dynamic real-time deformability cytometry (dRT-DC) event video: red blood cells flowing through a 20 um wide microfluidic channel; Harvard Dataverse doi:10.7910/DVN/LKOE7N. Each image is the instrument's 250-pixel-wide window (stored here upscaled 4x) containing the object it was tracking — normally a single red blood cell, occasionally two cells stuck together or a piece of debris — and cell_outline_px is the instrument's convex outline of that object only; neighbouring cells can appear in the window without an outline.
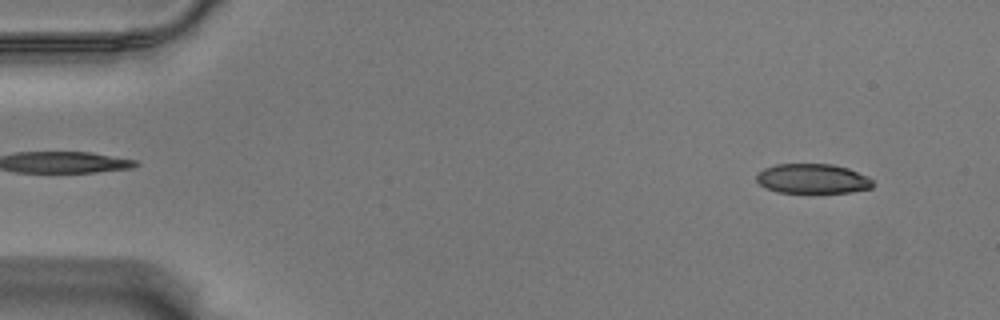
{"species": "Egyptian fruit bat (a non-hibernating species)", "species_latin": "Rousettus aegyptiacus", "temperature_condition": "warm", "stored_images_in_passage": 56, "camera_frame_rate_fps": 3000, "um_per_image_px": 0.085, "animal": {"sex": "male"}, "frame": {"image": 1, "passage_image": 4, "time_ms": 1.0, "image_size_px": [1000, 320], "cell_outline_px": [[876, 184], [872, 188], [852, 192], [776, 192], [764, 188], [756, 180], [756, 172], [764, 168], [776, 164], [832, 164], [848, 168], [868, 176]], "centroid_in_image_um": [69.06, 15.19], "position_along_channel_um": 15.9, "area_um2": 20.35}}
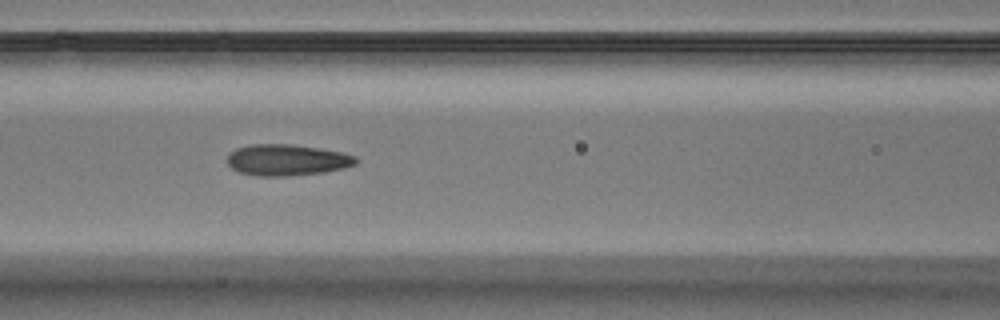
{"frame": {"image": 2, "passage_image": 24, "time_ms": 7.667, "image_size_px": [1000, 320], "cell_outline_px": [[360, 160], [356, 164], [344, 168], [324, 172], [292, 176], [260, 176], [240, 172], [232, 168], [228, 164], [228, 152], [236, 148], [252, 144], [292, 144], [340, 152], [356, 156]], "centroid_in_image_um": [24.4, 13.6], "position_along_channel_um": 142.2, "area_um2": 23.47}}
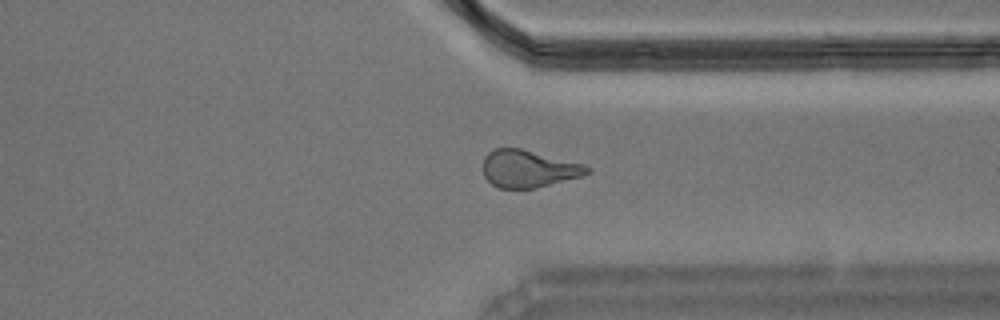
{"frame": {"image": 3, "passage_image": 43, "time_ms": 14.0, "image_size_px": [1000, 320], "cell_outline_px": [[592, 172], [580, 176], [536, 188], [500, 188], [492, 184], [484, 176], [484, 156], [492, 148], [520, 148], [584, 164], [592, 168]], "centroid_in_image_um": [44.92, 14.33], "position_along_channel_um": 366.5, "area_um2": 22.54}, "authors_computed_cell_mechanics": {"area_um2": 22.7732, "velocity_mm_per_s": 3.5437, "shape_relaxation_time_tau1_ms": 4.9368, "shape_relaxation_time_tau2_ms": 1.8986, "deformation_change_tau1": 0.1384, "deformation_change_tau2": 0.0968}}